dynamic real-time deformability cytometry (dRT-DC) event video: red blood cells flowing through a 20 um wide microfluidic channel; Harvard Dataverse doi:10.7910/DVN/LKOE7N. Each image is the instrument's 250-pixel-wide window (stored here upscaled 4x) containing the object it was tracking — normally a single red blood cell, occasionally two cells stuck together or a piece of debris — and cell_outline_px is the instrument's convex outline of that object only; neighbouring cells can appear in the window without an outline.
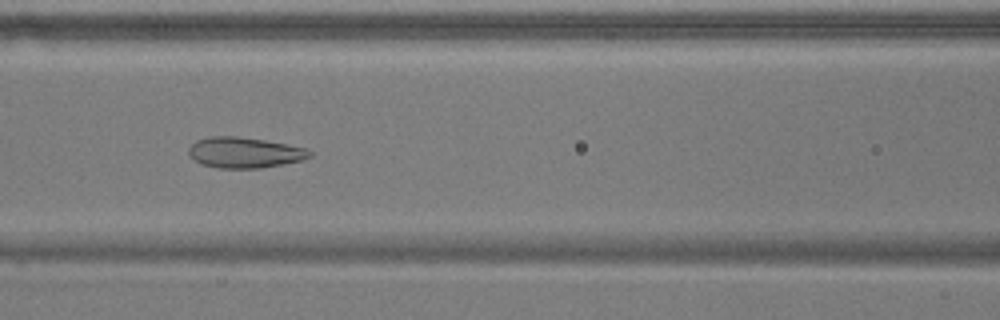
{"species": "common noctule bat (a hibernating species)", "species_latin": "Nyctalus noctula", "temperature_condition": "warm", "stored_images_in_passage": 47, "camera_frame_rate_fps": 3000, "um_per_image_px": 0.085, "animal": {"sex": "male", "body_mass_g": 17.9}, "frame": {"image": 1, "passage_image": 20, "time_ms": 6.333, "image_size_px": [1000, 320], "cell_outline_px": [[312, 156], [300, 160], [260, 168], [216, 168], [200, 164], [188, 152], [188, 148], [196, 140], [212, 136], [236, 136], [264, 140], [308, 148], [312, 152]], "centroid_in_image_um": [20.78, 12.96], "position_along_channel_um": 145.8, "area_um2": 21.5}}
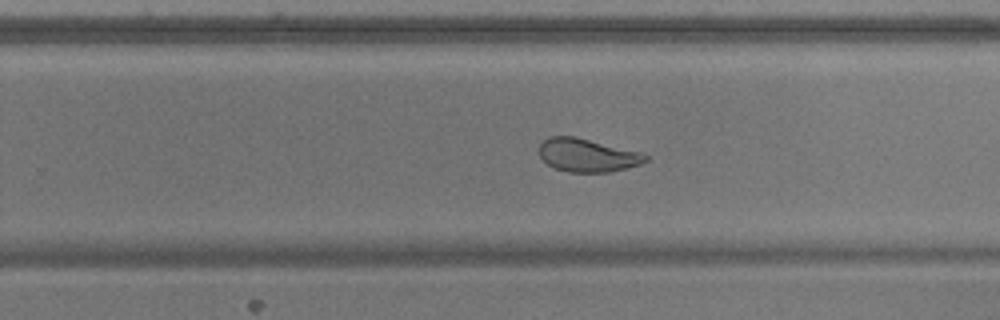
{"frame": {"image": 2, "passage_image": 31, "time_ms": 10.0, "image_size_px": [1000, 320], "cell_outline_px": [[648, 160], [640, 164], [608, 172], [568, 172], [552, 168], [540, 156], [540, 144], [548, 136], [576, 136], [640, 152], [648, 156]], "centroid_in_image_um": [49.9, 13.19], "position_along_channel_um": 279.9, "area_um2": 20.52}}
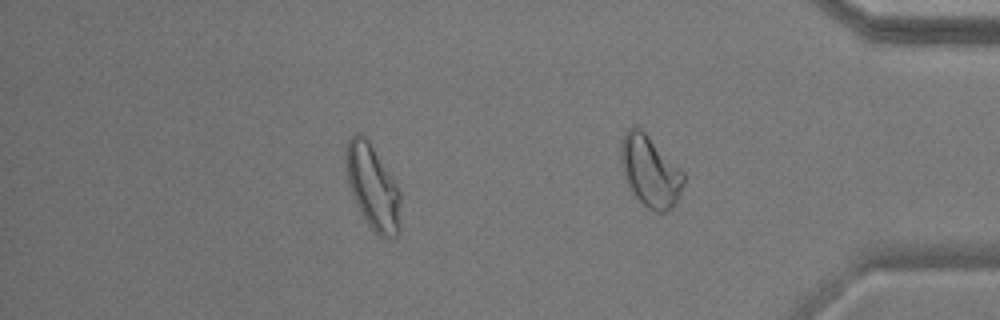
{"frame": {"image": 3, "passage_image": 40, "time_ms": 13.0, "image_size_px": [1000, 320], "cell_outline_px": [[400, 228], [396, 236], [380, 236], [368, 224], [356, 204], [348, 184], [344, 160], [344, 156], [348, 140], [356, 132], [360, 132], [368, 140], [396, 184], [400, 192]], "centroid_in_image_um": [31.65, 15.87], "position_along_channel_um": 403.5, "area_um2": 26.65}, "authors_computed_cell_mechanics": {"area_um2": 24.854, "velocity_mm_per_s": 3.6684, "shape_relaxation_time_tau1_ms": null, "shape_relaxation_time_tau2_ms": 1.2641, "deformation_change_tau1": null, "deformation_change_tau2": 0.0822}}